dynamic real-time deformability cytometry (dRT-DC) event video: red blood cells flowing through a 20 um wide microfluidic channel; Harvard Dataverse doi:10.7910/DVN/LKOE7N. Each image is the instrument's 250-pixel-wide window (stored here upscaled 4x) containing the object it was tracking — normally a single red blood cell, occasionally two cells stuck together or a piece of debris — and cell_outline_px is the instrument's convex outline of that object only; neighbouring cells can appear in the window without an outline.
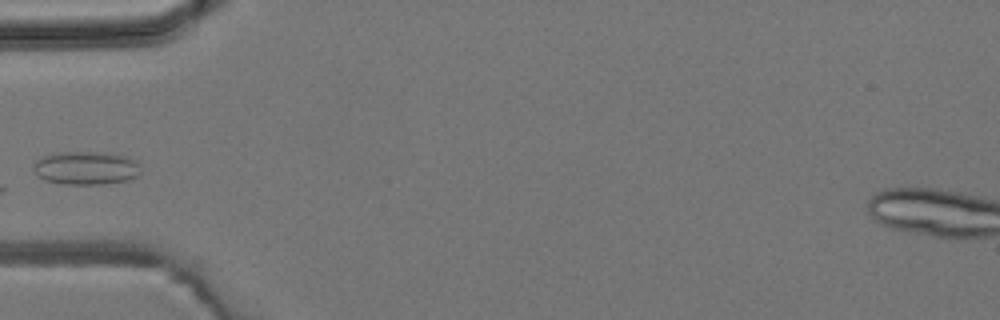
{"species": "common noctule bat (a hibernating species)", "species_latin": "Nyctalus noctula", "temperature_condition": "room temperature", "stored_images_in_passage": 3, "camera_frame_rate_fps": 3000, "um_per_image_px": 0.085, "animal": {"sex": "male", "body_mass_g": 19.2, "forearm_length_mm": 51.8}, "frame": {"image": 1, "passage_image": 3, "time_ms": 4.0, "image_size_px": [1000, 320], "cell_outline_px": [[140, 176], [128, 180], [104, 184], [64, 184], [44, 180], [32, 168], [36, 160], [44, 156], [60, 152], [96, 152], [124, 156], [136, 160], [140, 172]], "centroid_in_image_um": [7.32, 14.29], "position_along_channel_um": 77.7, "area_um2": 20.69}}